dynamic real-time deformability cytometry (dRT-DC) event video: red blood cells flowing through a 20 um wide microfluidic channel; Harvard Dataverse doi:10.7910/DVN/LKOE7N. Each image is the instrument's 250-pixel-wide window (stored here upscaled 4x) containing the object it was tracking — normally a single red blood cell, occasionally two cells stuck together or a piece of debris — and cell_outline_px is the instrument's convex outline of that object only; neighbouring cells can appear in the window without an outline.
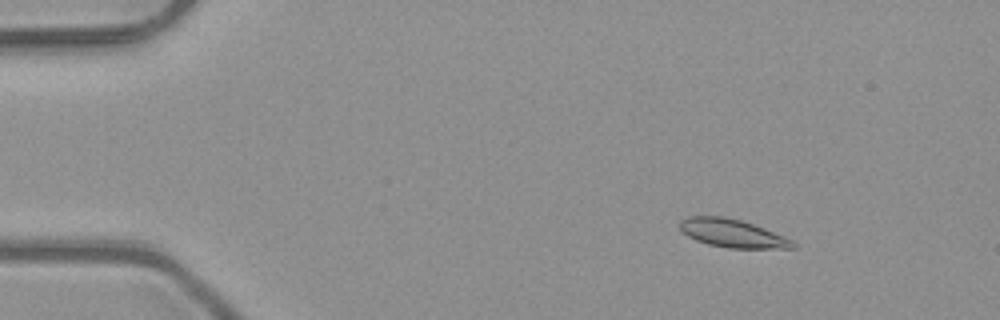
{"species": "common noctule bat (a hibernating species)", "species_latin": "Nyctalus noctula", "temperature_condition": "room temperature", "stored_images_in_passage": 5, "camera_frame_rate_fps": 3000, "um_per_image_px": 0.085, "animal": {"sex": "male", "body_mass_g": 23.1, "forearm_length_mm": 52.7}, "frame": {"image": 1, "passage_image": 3, "time_ms": 0.667, "image_size_px": [1000, 320], "cell_outline_px": [[796, 248], [728, 248], [708, 244], [696, 240], [688, 236], [680, 228], [680, 220], [688, 216], [724, 216], [740, 220], [764, 228], [784, 236], [792, 240], [796, 244]], "centroid_in_image_um": [62.25, 19.83], "position_along_channel_um": 22.7, "area_um2": 18.44}}